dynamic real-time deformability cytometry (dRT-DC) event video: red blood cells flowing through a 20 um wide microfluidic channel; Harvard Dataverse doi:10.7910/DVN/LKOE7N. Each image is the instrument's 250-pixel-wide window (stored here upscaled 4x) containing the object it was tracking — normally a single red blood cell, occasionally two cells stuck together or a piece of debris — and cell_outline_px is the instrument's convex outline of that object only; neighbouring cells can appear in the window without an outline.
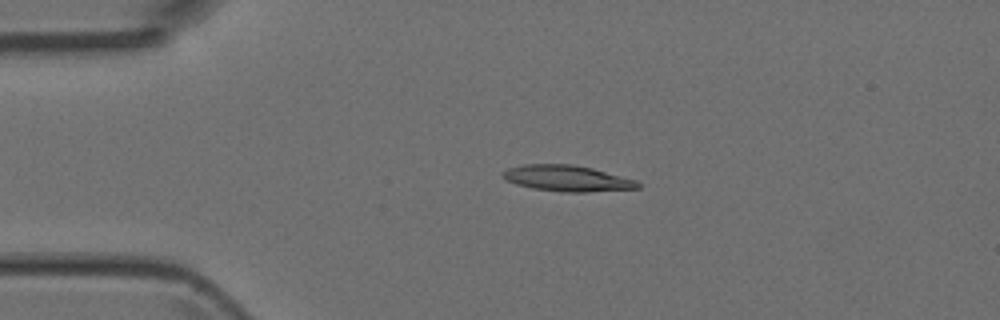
{"species": "Egyptian fruit bat (a non-hibernating species)", "species_latin": "Rousettus aegyptiacus", "temperature_condition": "room temperature", "stored_images_in_passage": 5, "camera_frame_rate_fps": 3000, "um_per_image_px": 0.085, "animal": {"sex": "female"}, "frame": {"image": 1, "passage_image": 3, "time_ms": 3.333, "image_size_px": [1000, 320], "cell_outline_px": [[640, 188], [588, 192], [564, 192], [532, 188], [516, 184], [508, 180], [500, 172], [508, 168], [524, 164], [572, 164], [592, 168], [636, 180], [640, 184]], "centroid_in_image_um": [48.21, 15.16], "position_along_channel_um": 36.8, "area_um2": 20.35}}
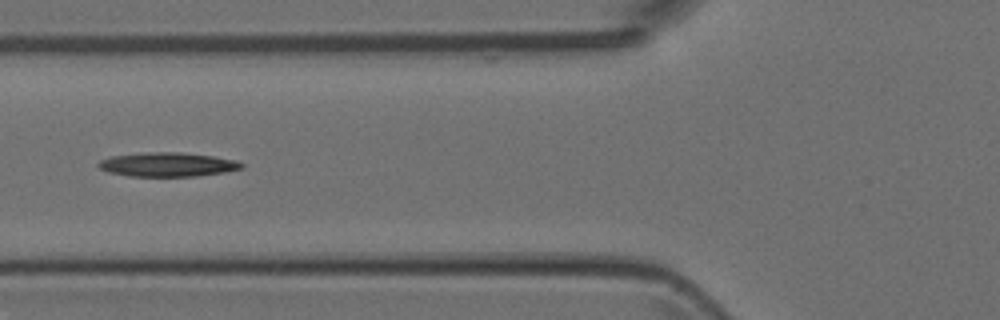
{"frame": {"image": 2, "passage_image": 5, "time_ms": 6.0, "image_size_px": [1000, 320], "cell_outline_px": [[244, 168], [224, 172], [196, 176], [128, 176], [108, 172], [100, 168], [96, 164], [100, 160], [112, 156], [140, 152], [180, 152], [212, 156], [236, 160], [244, 164]], "centroid_in_image_um": [14.23, 13.98], "position_along_channel_um": 111.6, "area_um2": 20.17}}